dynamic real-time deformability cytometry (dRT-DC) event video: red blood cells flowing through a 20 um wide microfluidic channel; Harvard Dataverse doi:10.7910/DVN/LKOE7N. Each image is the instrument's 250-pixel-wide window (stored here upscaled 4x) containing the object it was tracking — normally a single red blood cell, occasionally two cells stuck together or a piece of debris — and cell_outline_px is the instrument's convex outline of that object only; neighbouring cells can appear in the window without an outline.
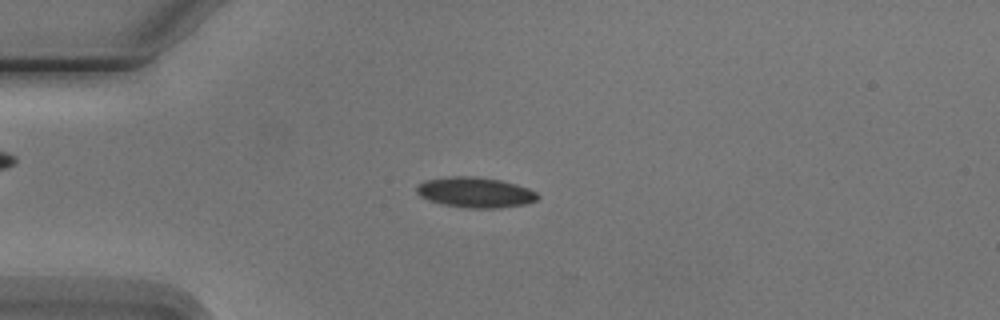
{"species": "Egyptian fruit bat (a non-hibernating species)", "species_latin": "Rousettus aegyptiacus", "temperature_condition": "cold", "stored_images_in_passage": 5, "camera_frame_rate_fps": 3000, "um_per_image_px": 0.085, "animal": {"sex": "male"}, "frame": {"image": 1, "passage_image": 3, "time_ms": 2.333, "image_size_px": [1000, 320], "cell_outline_px": [[540, 196], [536, 200], [524, 204], [496, 208], [468, 208], [444, 204], [428, 200], [420, 196], [416, 192], [416, 188], [424, 180], [448, 176], [480, 176], [500, 180], [516, 184], [528, 188], [536, 192]], "centroid_in_image_um": [40.39, 16.34], "position_along_channel_um": 44.6, "area_um2": 21.44}}
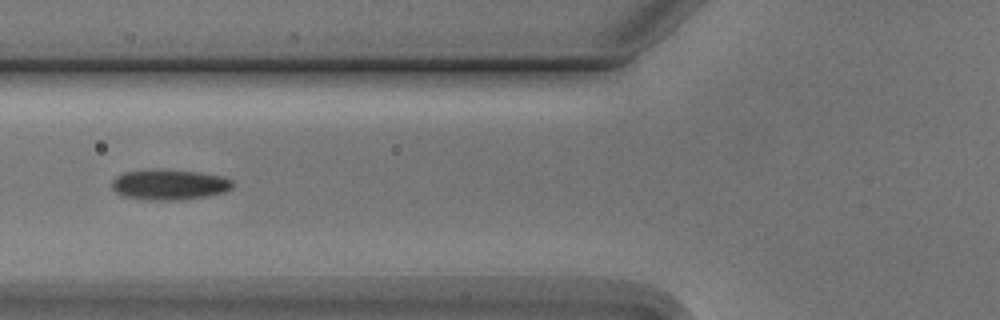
{"frame": {"image": 2, "passage_image": 5, "time_ms": 4.667, "image_size_px": [1000, 320], "cell_outline_px": [[232, 188], [224, 192], [208, 196], [180, 200], [148, 200], [124, 196], [116, 192], [112, 188], [112, 180], [116, 176], [124, 172], [144, 168], [168, 168], [200, 172], [224, 176], [232, 180]], "centroid_in_image_um": [14.38, 15.66], "position_along_channel_um": 111.4, "area_um2": 22.08}}